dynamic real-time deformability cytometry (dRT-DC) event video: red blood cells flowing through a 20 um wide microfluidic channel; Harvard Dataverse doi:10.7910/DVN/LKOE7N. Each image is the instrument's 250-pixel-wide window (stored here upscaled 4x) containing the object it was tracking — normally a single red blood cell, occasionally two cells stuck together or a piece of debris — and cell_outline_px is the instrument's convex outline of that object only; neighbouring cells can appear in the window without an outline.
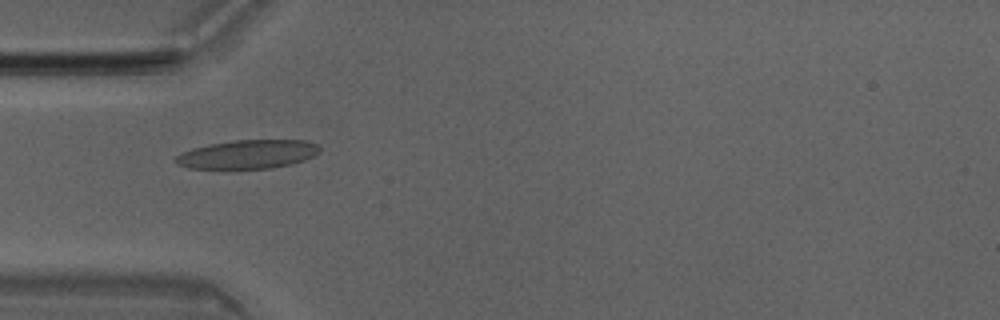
{"species": "Egyptian fruit bat (a non-hibernating species)", "species_latin": "Rousettus aegyptiacus", "temperature_condition": "room temperature", "stored_images_in_passage": 49, "camera_frame_rate_fps": 3000, "um_per_image_px": 0.085, "animal": {"sex": "male"}, "frame": {"image": 1, "passage_image": 14, "time_ms": 4.333, "image_size_px": [1000, 320], "cell_outline_px": [[320, 152], [304, 160], [292, 164], [268, 168], [188, 168], [176, 164], [172, 160], [180, 152], [192, 148], [208, 144], [232, 140], [304, 140], [316, 144], [320, 148]], "centroid_in_image_um": [21.0, 13.1], "position_along_channel_um": 64.0, "area_um2": 24.16}}
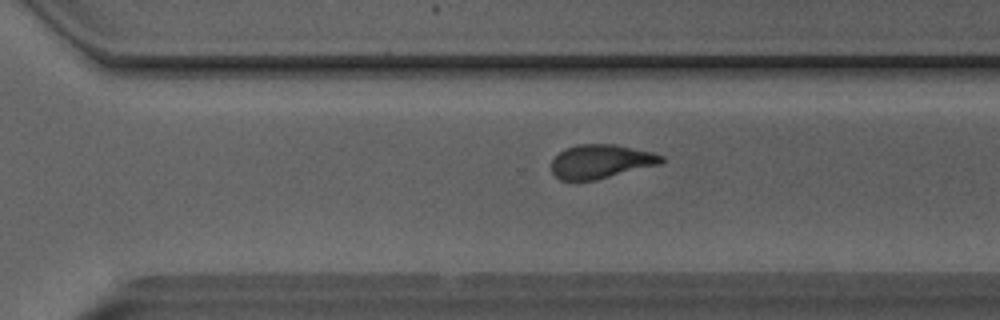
{"frame": {"image": 2, "passage_image": 33, "time_ms": 10.667, "image_size_px": [1000, 320], "cell_outline_px": [[664, 160], [660, 164], [596, 180], [560, 180], [552, 172], [552, 160], [564, 148], [576, 144], [616, 144], [652, 152], [664, 156]], "centroid_in_image_um": [51.07, 13.71], "position_along_channel_um": 319.5, "area_um2": 21.73}}
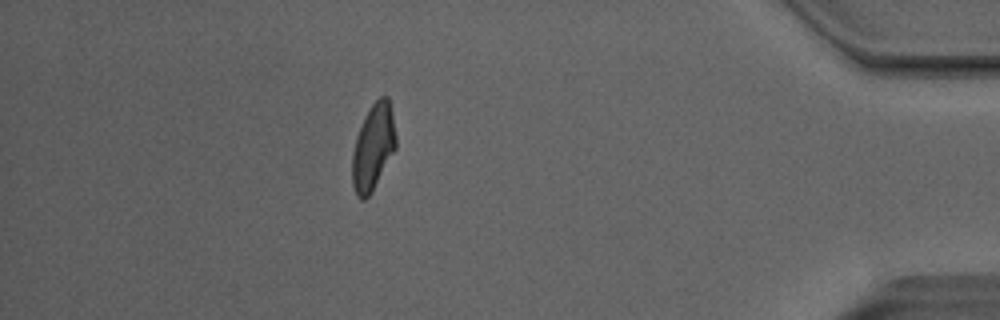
{"frame": {"image": 3, "passage_image": 43, "time_ms": 14.0, "image_size_px": [1000, 320], "cell_outline_px": [[396, 148], [372, 192], [364, 200], [360, 200], [356, 196], [352, 184], [352, 152], [356, 136], [364, 116], [372, 104], [380, 96], [388, 96], [392, 112], [396, 136]], "centroid_in_image_um": [31.71, 12.52], "position_along_channel_um": 403.5, "area_um2": 22.08}, "authors_computed_cell_mechanics": {"area_um2": 22.6576, "velocity_mm_per_s": 4.0383, "shape_relaxation_time_tau1_ms": 9.0204, "shape_relaxation_time_tau2_ms": 1.8589, "deformation_change_tau1": 0.235, "deformation_change_tau2": 0.0878}}